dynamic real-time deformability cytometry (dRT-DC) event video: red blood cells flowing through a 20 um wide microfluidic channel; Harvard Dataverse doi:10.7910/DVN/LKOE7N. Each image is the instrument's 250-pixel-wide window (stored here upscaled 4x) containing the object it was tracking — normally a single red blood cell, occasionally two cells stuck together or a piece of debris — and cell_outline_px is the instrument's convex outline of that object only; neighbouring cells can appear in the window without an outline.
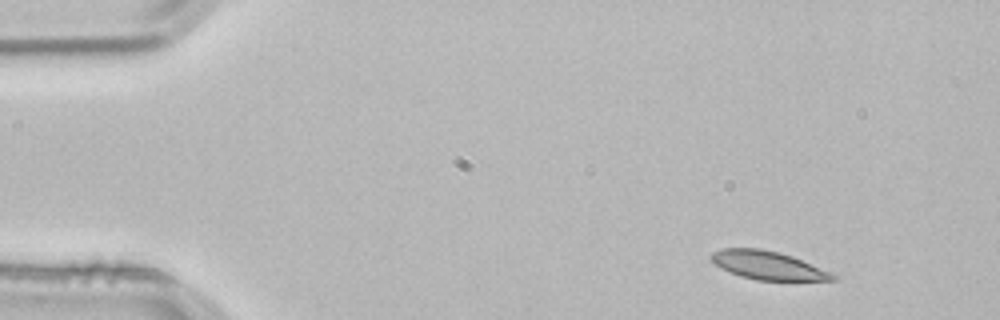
{"species": "common noctule bat (a hibernating species)", "species_latin": "Nyctalus noctula", "temperature_condition": "room temperature", "stored_images_in_passage": 3, "camera_frame_rate_fps": 3000, "um_per_image_px": 0.085, "animal": {"sex": "male", "body_mass_g": 21.5, "forearm_length_mm": 52.0}, "frame": {"image": 1, "passage_image": 1, "time_ms": 0.0, "image_size_px": [1000, 320], "cell_outline_px": [[840, 280], [756, 280], [740, 276], [720, 268], [708, 256], [712, 252], [720, 248], [760, 248], [780, 252], [792, 256], [840, 276]], "centroid_in_image_um": [65.27, 22.55], "position_along_channel_um": 19.7, "area_um2": 20.23}}
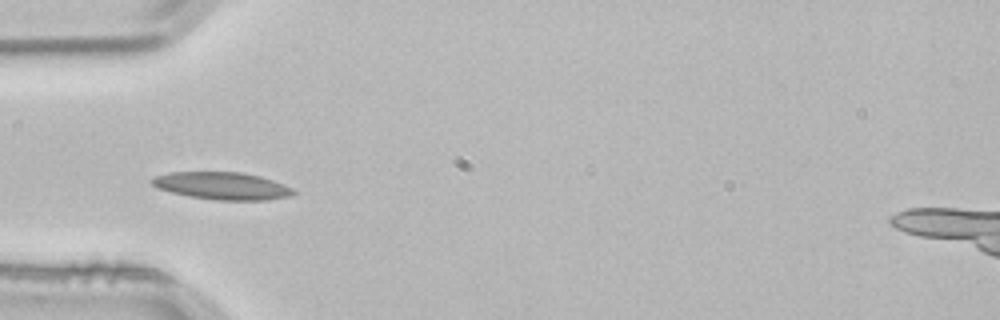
{"frame": {"image": 2, "passage_image": 3, "time_ms": 0.667, "image_size_px": [1000, 320], "cell_outline_px": [[296, 192], [292, 196], [268, 200], [216, 200], [188, 196], [156, 188], [148, 180], [152, 176], [172, 172], [244, 172], [260, 176], [272, 180], [292, 188]], "centroid_in_image_um": [18.85, 15.79], "position_along_channel_um": 66.1, "area_um2": 22.77}}